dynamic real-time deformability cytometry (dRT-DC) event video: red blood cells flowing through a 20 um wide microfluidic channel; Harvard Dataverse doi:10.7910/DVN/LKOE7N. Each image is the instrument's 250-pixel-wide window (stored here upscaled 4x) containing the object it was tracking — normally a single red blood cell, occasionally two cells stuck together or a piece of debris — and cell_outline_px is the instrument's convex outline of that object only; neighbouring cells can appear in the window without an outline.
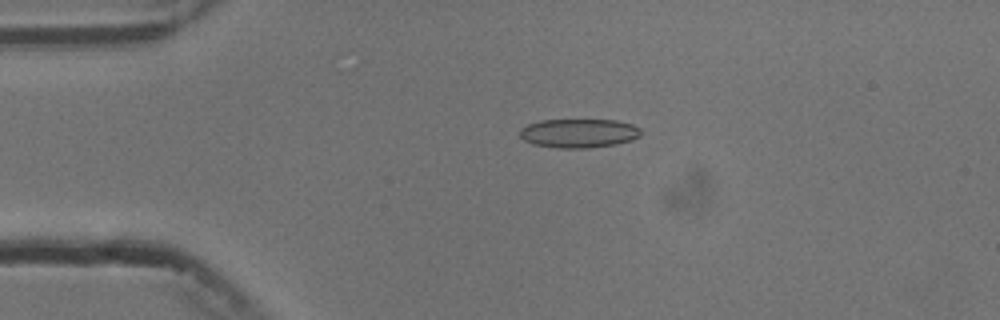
{"species": "common noctule bat (a hibernating species)", "species_latin": "Nyctalus noctula", "temperature_condition": "cold", "stored_images_in_passage": 3, "camera_frame_rate_fps": 3000, "um_per_image_px": 0.085, "animal": {"sex": "male", "body_mass_g": 13.3}, "frame": {"image": 1, "passage_image": 2, "time_ms": 1.333, "image_size_px": [1000, 320], "cell_outline_px": [[640, 136], [632, 140], [616, 144], [584, 148], [556, 148], [532, 144], [524, 140], [520, 136], [520, 128], [528, 124], [540, 120], [616, 120], [632, 124], [640, 128]], "centroid_in_image_um": [49.18, 11.32], "position_along_channel_um": 35.8, "area_um2": 20.46}}